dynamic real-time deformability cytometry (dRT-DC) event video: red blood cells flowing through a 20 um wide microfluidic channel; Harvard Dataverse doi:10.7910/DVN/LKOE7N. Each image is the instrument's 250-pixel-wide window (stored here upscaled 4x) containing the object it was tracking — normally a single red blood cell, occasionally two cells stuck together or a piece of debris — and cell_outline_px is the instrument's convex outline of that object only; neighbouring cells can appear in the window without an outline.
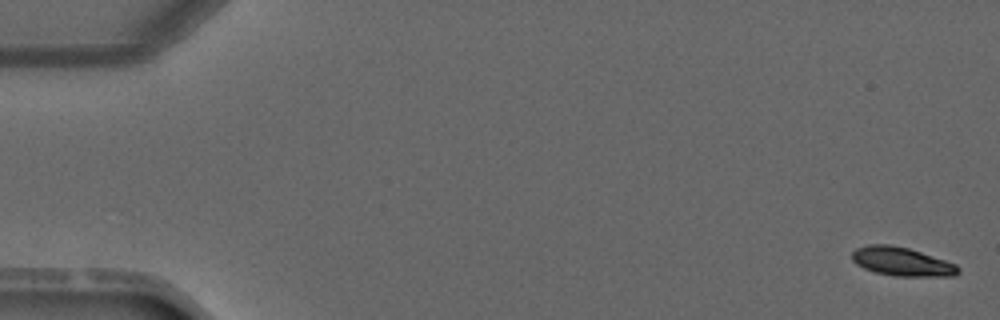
{"species": "common noctule bat (a hibernating species)", "species_latin": "Nyctalus noctula", "temperature_condition": "warm", "stored_images_in_passage": 4, "camera_frame_rate_fps": 3000, "um_per_image_px": 0.085, "animal": {"sex": "male", "forearm_length_mm": 52.5}, "frame": {"image": 1, "passage_image": 1, "time_ms": 0.0, "image_size_px": [1000, 320], "cell_outline_px": [[960, 272], [956, 276], [896, 276], [876, 272], [864, 268], [856, 264], [852, 260], [852, 252], [856, 248], [868, 244], [892, 244], [908, 248], [956, 264], [960, 268]], "centroid_in_image_um": [76.65, 22.23], "position_along_channel_um": 8.3, "area_um2": 17.74}}
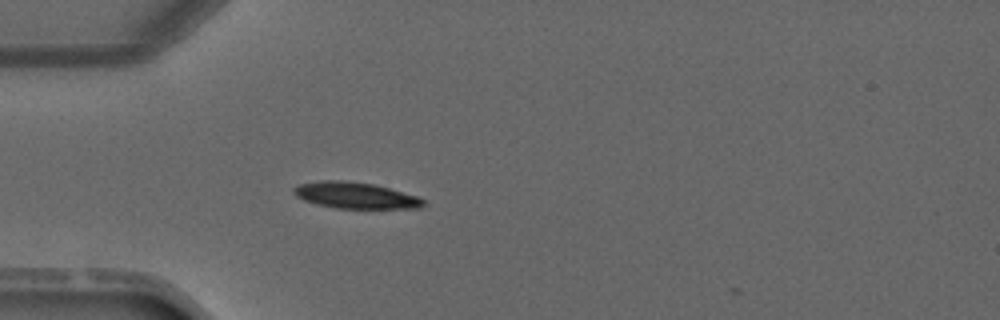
{"frame": {"image": 2, "passage_image": 4, "time_ms": 4.0, "image_size_px": [1000, 320], "cell_outline_px": [[424, 204], [420, 208], [336, 208], [316, 204], [304, 200], [296, 196], [292, 192], [292, 188], [300, 184], [320, 180], [344, 180], [376, 184], [416, 196], [424, 200]], "centroid_in_image_um": [30.17, 16.6], "position_along_channel_um": 54.8, "area_um2": 19.83}}